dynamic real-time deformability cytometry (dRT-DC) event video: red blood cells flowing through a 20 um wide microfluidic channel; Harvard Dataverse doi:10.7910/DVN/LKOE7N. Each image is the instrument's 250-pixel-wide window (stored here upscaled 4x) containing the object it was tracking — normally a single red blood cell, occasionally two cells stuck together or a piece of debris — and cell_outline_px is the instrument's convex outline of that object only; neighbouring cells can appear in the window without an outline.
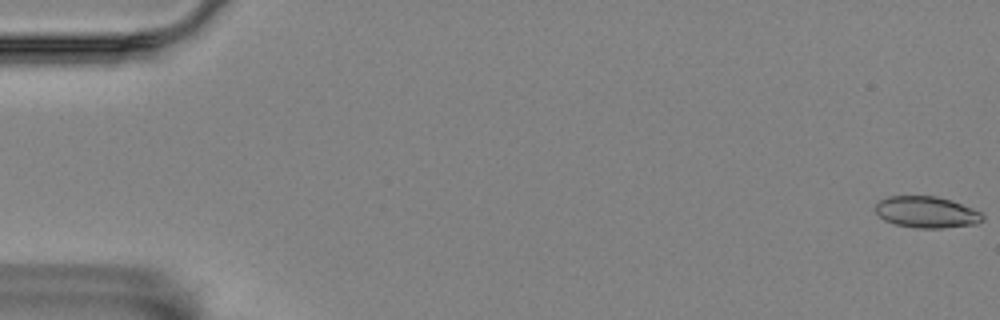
{"species": "Egyptian fruit bat (a non-hibernating species)", "species_latin": "Rousettus aegyptiacus", "temperature_condition": "room temperature", "stored_images_in_passage": 57, "camera_frame_rate_fps": 3000, "um_per_image_px": 0.085, "animal": {"sex": "female"}, "frame": {"image": 1, "passage_image": 1, "time_ms": 0.0, "image_size_px": [1000, 320], "cell_outline_px": [[984, 220], [976, 224], [944, 228], [916, 228], [896, 224], [884, 220], [876, 212], [876, 204], [880, 200], [888, 196], [936, 196], [952, 200], [972, 208], [980, 212], [984, 216]], "centroid_in_image_um": [78.78, 18.03], "position_along_channel_um": 6.2, "area_um2": 19.65}}
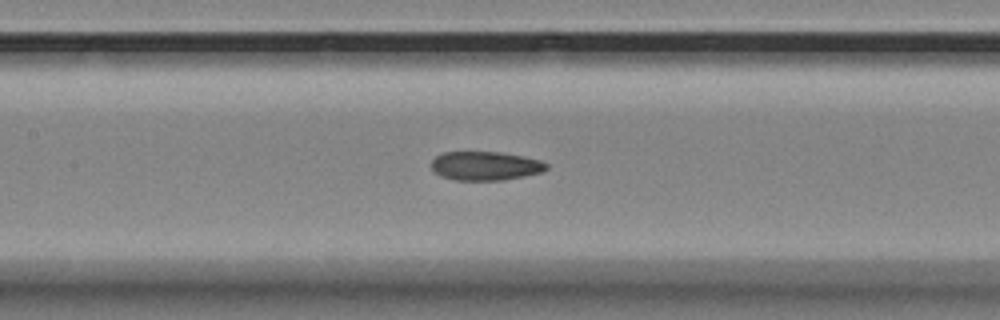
{"frame": {"image": 2, "passage_image": 27, "time_ms": 8.667, "image_size_px": [1000, 320], "cell_outline_px": [[548, 168], [544, 172], [524, 176], [500, 180], [456, 180], [440, 176], [432, 168], [432, 160], [436, 156], [444, 152], [500, 152], [540, 160], [548, 164]], "centroid_in_image_um": [41.27, 14.1], "position_along_channel_um": 166.1, "area_um2": 19.25}}
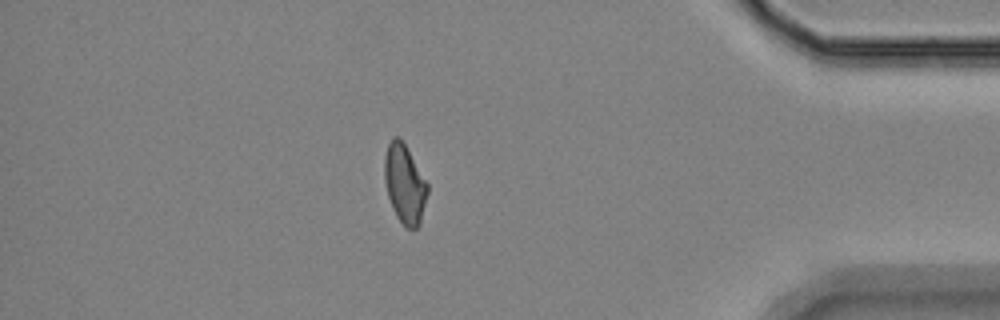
{"frame": {"image": 3, "passage_image": 50, "time_ms": 16.333, "image_size_px": [1000, 320], "cell_outline_px": [[428, 192], [420, 224], [416, 228], [408, 228], [396, 216], [392, 208], [388, 196], [384, 180], [384, 156], [388, 144], [392, 136], [400, 136], [428, 184]], "centroid_in_image_um": [34.38, 15.6], "position_along_channel_um": 400.8, "area_um2": 19.77}, "authors_computed_cell_mechanics": {"area_um2": 19.652, "velocity_mm_per_s": 3.5266, "shape_relaxation_time_tau1_ms": null, "shape_relaxation_time_tau2_ms": 3.3865, "deformation_change_tau1": null, "deformation_change_tau2": 0.08}}